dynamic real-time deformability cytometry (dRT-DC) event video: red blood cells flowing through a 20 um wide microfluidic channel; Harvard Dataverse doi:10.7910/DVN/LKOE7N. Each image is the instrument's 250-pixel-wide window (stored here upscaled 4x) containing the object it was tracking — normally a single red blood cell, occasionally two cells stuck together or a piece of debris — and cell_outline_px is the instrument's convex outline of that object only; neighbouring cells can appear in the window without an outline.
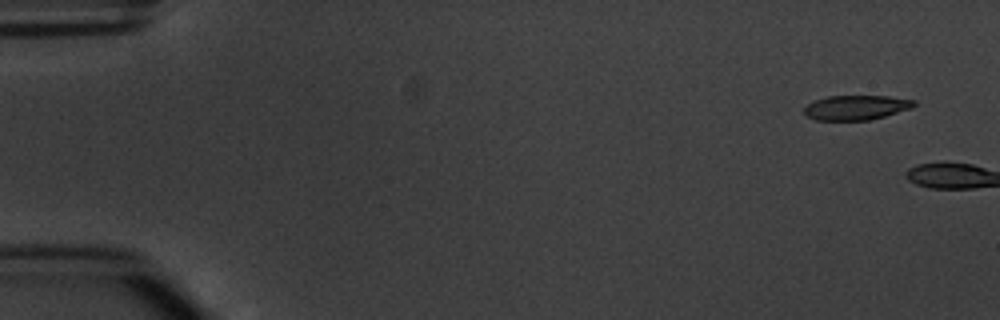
{"species": "common noctule bat (a hibernating species)", "species_latin": "Nyctalus noctula", "temperature_condition": "warm", "stored_images_in_passage": 2, "camera_frame_rate_fps": 3000, "um_per_image_px": 0.085, "animal": {"sex": "male", "body_mass_g": 20.1, "forearm_length_mm": 53.5}, "frame": {"image": 1, "passage_image": 1, "time_ms": 0.0, "image_size_px": [1000, 320], "cell_outline_px": [[916, 104], [912, 108], [884, 116], [868, 120], [816, 120], [804, 116], [804, 108], [808, 104], [816, 100], [828, 96], [888, 96], [916, 100]], "centroid_in_image_um": [72.77, 9.14], "position_along_channel_um": 12.2, "area_um2": 15.78}}